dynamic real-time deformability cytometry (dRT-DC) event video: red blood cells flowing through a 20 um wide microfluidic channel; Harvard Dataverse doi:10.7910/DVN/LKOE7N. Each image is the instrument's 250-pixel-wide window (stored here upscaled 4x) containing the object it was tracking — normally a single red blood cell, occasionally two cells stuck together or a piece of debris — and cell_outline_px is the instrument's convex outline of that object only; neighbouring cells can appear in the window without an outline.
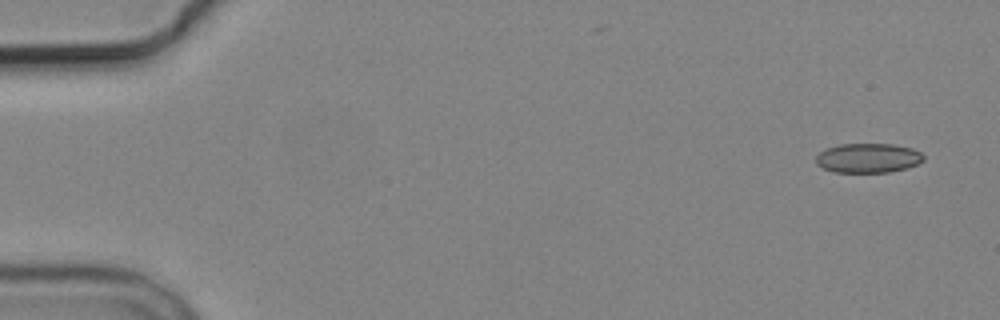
{"species": "common noctule bat (a hibernating species)", "species_latin": "Nyctalus noctula", "temperature_condition": "cold", "stored_images_in_passage": 6, "segment_of_instrument_passage": [1, 2], "camera_frame_rate_fps": 3000, "um_per_image_px": 0.085, "animal": {"sex": "male", "body_mass_g": 19.2, "forearm_length_mm": 51.8}, "frame": {"image": 1, "passage_image": 1, "time_ms": 0.0, "image_size_px": [1000, 320], "cell_outline_px": [[924, 160], [908, 168], [888, 172], [836, 172], [824, 168], [816, 164], [816, 156], [820, 152], [828, 148], [840, 144], [892, 144], [912, 148], [920, 152], [924, 156]], "centroid_in_image_um": [73.8, 13.43], "position_along_channel_um": 11.2, "area_um2": 18.38}}